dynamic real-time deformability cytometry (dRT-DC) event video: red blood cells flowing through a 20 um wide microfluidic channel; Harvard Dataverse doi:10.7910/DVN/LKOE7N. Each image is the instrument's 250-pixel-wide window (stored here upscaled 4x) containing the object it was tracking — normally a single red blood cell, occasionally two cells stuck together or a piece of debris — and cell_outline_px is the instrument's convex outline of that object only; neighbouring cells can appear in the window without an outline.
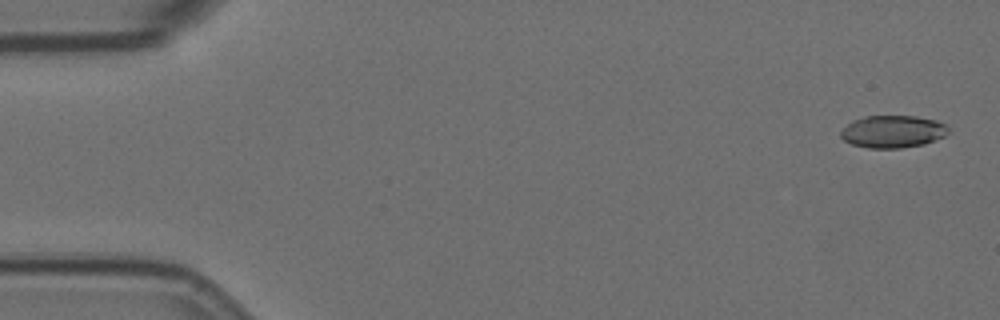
{"species": "Egyptian fruit bat (a non-hibernating species)", "species_latin": "Rousettus aegyptiacus", "temperature_condition": "room temperature", "stored_images_in_passage": 14, "camera_frame_rate_fps": 3000, "um_per_image_px": 0.085, "animal": {"sex": "female"}, "frame": {"image": 1, "passage_image": 2, "time_ms": 0.333, "image_size_px": [1000, 320], "cell_outline_px": [[948, 132], [944, 136], [924, 144], [900, 148], [868, 148], [852, 144], [844, 140], [840, 136], [840, 132], [852, 120], [864, 116], [916, 116], [936, 120], [944, 124], [948, 128]], "centroid_in_image_um": [75.87, 11.18], "position_along_channel_um": 9.1, "area_um2": 20.23}}